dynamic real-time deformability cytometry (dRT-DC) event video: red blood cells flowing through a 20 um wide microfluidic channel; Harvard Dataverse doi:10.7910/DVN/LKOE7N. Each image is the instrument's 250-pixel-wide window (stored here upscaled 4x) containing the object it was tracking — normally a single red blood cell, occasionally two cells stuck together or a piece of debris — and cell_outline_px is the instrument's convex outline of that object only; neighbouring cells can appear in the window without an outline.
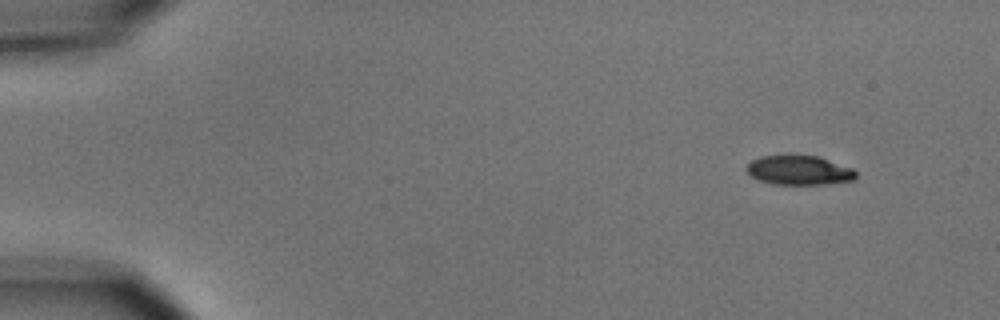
{"species": "common noctule bat (a hibernating species)", "species_latin": "Nyctalus noctula", "temperature_condition": "cold", "stored_images_in_passage": 5, "segment_of_instrument_passage": [1, 2], "camera_frame_rate_fps": 3000, "um_per_image_px": 0.085, "animal": {"sex": "male", "body_mass_g": 15.6}, "frame": {"image": 1, "passage_image": 1, "time_ms": 0.0, "image_size_px": [1000, 320], "cell_outline_px": [[856, 180], [824, 184], [772, 184], [760, 180], [752, 176], [744, 168], [752, 160], [760, 156], [820, 156], [852, 168], [856, 172]], "centroid_in_image_um": [67.94, 14.47], "position_along_channel_um": 17.1, "area_um2": 18.61}}
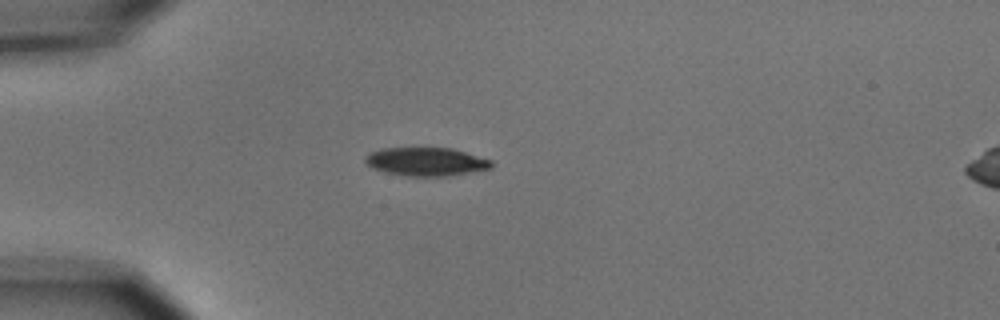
{"frame": {"image": 2, "passage_image": 4, "time_ms": 3.333, "image_size_px": [1000, 320], "cell_outline_px": [[492, 168], [448, 176], [408, 176], [384, 172], [372, 168], [364, 160], [364, 156], [368, 152], [380, 148], [452, 148], [492, 160]], "centroid_in_image_um": [36.18, 13.74], "position_along_channel_um": 48.8, "area_um2": 20.98}}